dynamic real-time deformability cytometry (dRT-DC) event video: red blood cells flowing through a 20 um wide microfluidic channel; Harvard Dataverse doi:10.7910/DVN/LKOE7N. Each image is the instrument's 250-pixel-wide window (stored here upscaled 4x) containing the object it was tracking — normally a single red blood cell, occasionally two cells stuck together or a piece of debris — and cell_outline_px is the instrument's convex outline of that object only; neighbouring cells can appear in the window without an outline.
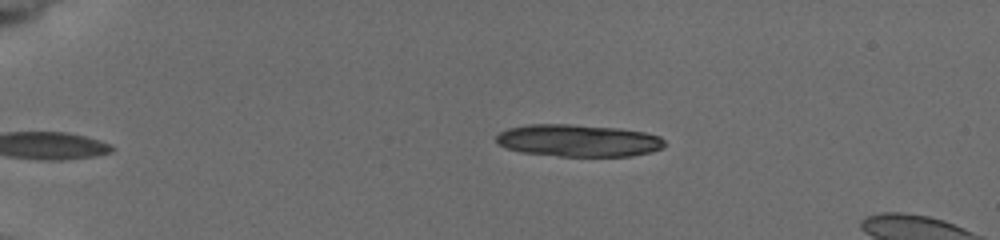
{"species": "common noctule bat (a hibernating species)", "species_latin": "Nyctalus noctula", "temperature_condition": "cold", "stored_images_in_passage": 5, "camera_frame_rate_fps": 3000, "um_per_image_px": 0.085, "animal": {"sex": "female", "body_mass_g": 19.5, "forearm_length_mm": 54.1}, "frame": {"image": 1, "passage_image": 5, "time_ms": 3.333, "image_size_px": [1000, 240], "cell_outline_px": [[664, 148], [652, 152], [632, 156], [560, 156], [520, 152], [508, 148], [500, 144], [496, 140], [496, 136], [500, 132], [508, 128], [528, 124], [568, 124], [620, 128], [644, 132], [660, 136], [664, 140]], "centroid_in_image_um": [49.19, 11.94], "position_along_channel_um": 35.8, "area_um2": 31.67}}